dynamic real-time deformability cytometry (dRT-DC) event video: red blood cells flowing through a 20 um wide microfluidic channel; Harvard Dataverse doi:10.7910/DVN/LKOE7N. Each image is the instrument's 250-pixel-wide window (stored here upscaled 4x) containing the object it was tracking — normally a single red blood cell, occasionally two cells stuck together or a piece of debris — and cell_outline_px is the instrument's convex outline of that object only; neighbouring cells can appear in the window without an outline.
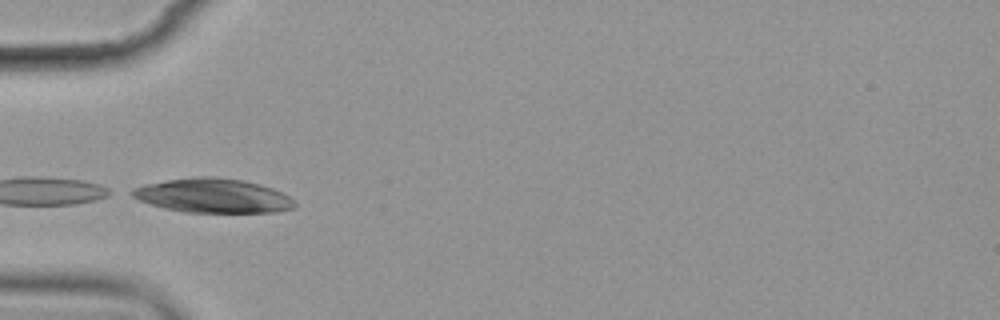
{"species": "common noctule bat (a hibernating species)", "species_latin": "Nyctalus noctula", "temperature_condition": "cold", "stored_images_in_passage": 9, "camera_frame_rate_fps": 3000, "um_per_image_px": 0.085, "animal": {"sex": "female", "body_mass_g": 19.9}, "frame": {"image": 1, "passage_image": 4, "time_ms": 3.667, "image_size_px": [1000, 320], "cell_outline_px": [[296, 204], [292, 208], [276, 212], [184, 212], [164, 208], [140, 200], [124, 192], [132, 188], [144, 184], [168, 180], [196, 176], [216, 176], [244, 180], [260, 184], [272, 188], [288, 196]], "centroid_in_image_um": [18.04, 16.62], "position_along_channel_um": 67.0, "area_um2": 32.48}}
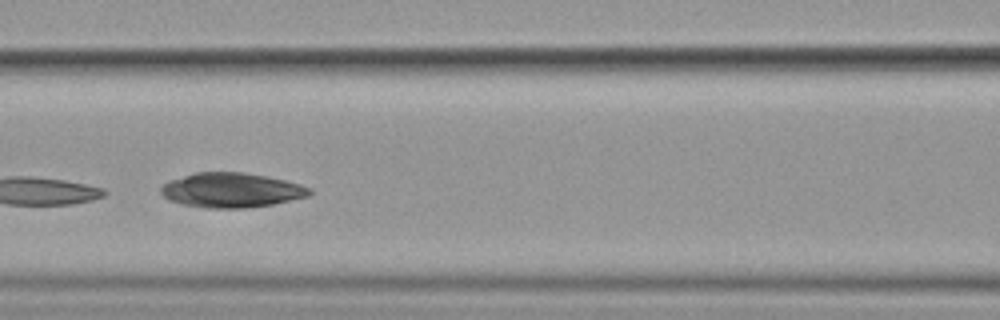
{"frame": {"image": 2, "passage_image": 6, "time_ms": 6.0, "image_size_px": [1000, 320], "cell_outline_px": [[312, 192], [308, 196], [272, 204], [244, 208], [204, 208], [180, 204], [168, 200], [160, 192], [160, 188], [168, 180], [196, 172], [244, 172], [284, 180], [300, 184], [312, 188]], "centroid_in_image_um": [19.63, 16.16], "position_along_channel_um": 147.0, "area_um2": 30.06}}
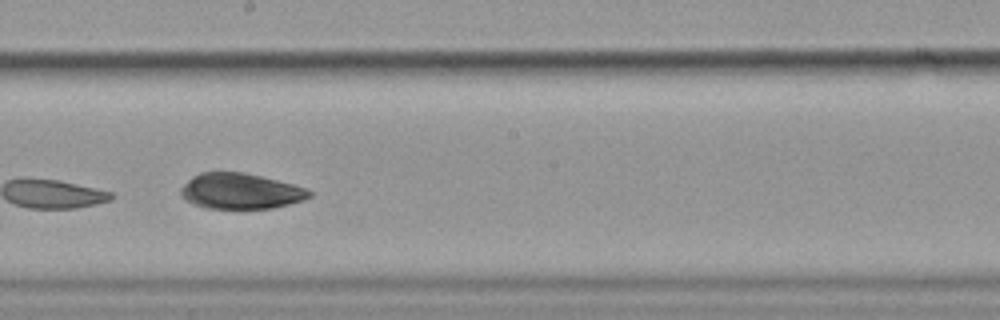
{"frame": {"image": 3, "passage_image": 8, "time_ms": 8.333, "image_size_px": [1000, 320], "cell_outline_px": [[312, 196], [304, 200], [272, 208], [204, 208], [192, 204], [180, 196], [180, 188], [192, 176], [200, 172], [244, 172], [292, 184], [304, 188], [312, 192]], "centroid_in_image_um": [20.4, 16.25], "position_along_channel_um": 227.8, "area_um2": 26.65}}